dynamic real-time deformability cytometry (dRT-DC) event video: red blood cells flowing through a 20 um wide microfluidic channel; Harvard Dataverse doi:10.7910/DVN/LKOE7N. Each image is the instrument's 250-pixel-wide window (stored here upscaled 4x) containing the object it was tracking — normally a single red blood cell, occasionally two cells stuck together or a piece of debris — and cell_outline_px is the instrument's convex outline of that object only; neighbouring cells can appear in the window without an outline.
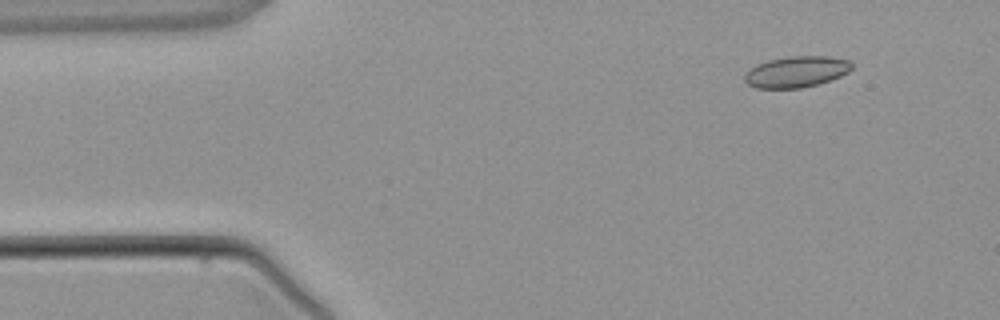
{"species": "common noctule bat (a hibernating species)", "species_latin": "Nyctalus noctula", "temperature_condition": "warm", "stored_images_in_passage": 3, "camera_frame_rate_fps": 3000, "um_per_image_px": 0.085, "animal": {"sex": "male", "body_mass_g": 21.5, "forearm_length_mm": 52.0}, "frame": {"image": 1, "passage_image": 2, "time_ms": 1.0, "image_size_px": [1000, 320], "cell_outline_px": [[852, 68], [848, 72], [840, 76], [820, 84], [800, 88], [756, 88], [748, 84], [744, 80], [744, 76], [756, 64], [768, 60], [792, 56], [828, 56], [848, 60], [852, 64]], "centroid_in_image_um": [67.7, 6.1], "position_along_channel_um": 17.3, "area_um2": 19.36}}
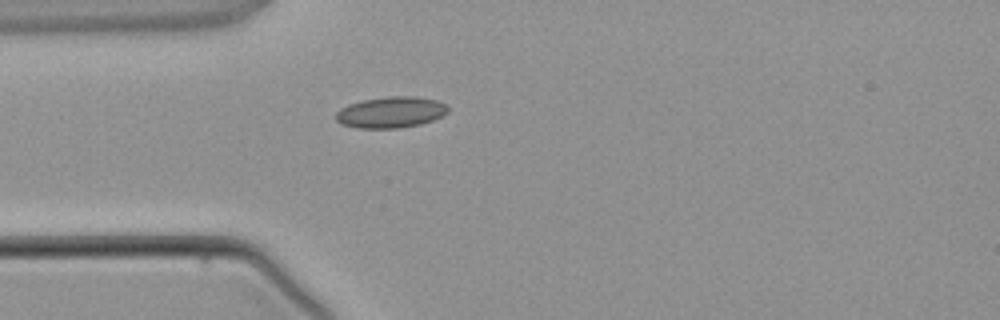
{"frame": {"image": 2, "passage_image": 3, "time_ms": 3.333, "image_size_px": [1000, 320], "cell_outline_px": [[448, 112], [432, 120], [420, 124], [396, 128], [356, 128], [340, 124], [336, 120], [336, 112], [340, 108], [348, 104], [360, 100], [388, 96], [412, 96], [436, 100], [444, 104], [448, 108]], "centroid_in_image_um": [33.16, 9.54], "position_along_channel_um": 51.8, "area_um2": 20.35}}